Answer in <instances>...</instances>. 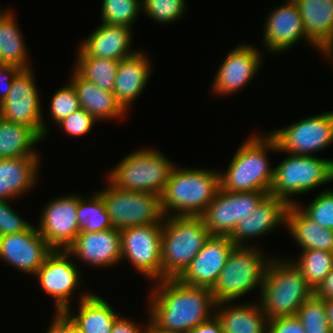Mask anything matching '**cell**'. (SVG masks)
I'll return each instance as SVG.
<instances>
[{
	"mask_svg": "<svg viewBox=\"0 0 333 333\" xmlns=\"http://www.w3.org/2000/svg\"><path fill=\"white\" fill-rule=\"evenodd\" d=\"M10 205L7 200H0V236L27 231L33 226Z\"/></svg>",
	"mask_w": 333,
	"mask_h": 333,
	"instance_id": "ab89813d",
	"label": "cell"
},
{
	"mask_svg": "<svg viewBox=\"0 0 333 333\" xmlns=\"http://www.w3.org/2000/svg\"><path fill=\"white\" fill-rule=\"evenodd\" d=\"M155 282L147 302L148 320L154 332L184 333L214 315L216 303L211 289L189 286L178 279Z\"/></svg>",
	"mask_w": 333,
	"mask_h": 333,
	"instance_id": "6da1fadb",
	"label": "cell"
},
{
	"mask_svg": "<svg viewBox=\"0 0 333 333\" xmlns=\"http://www.w3.org/2000/svg\"><path fill=\"white\" fill-rule=\"evenodd\" d=\"M285 225L301 250L316 249L333 252V230L324 228L311 220L296 204L289 205Z\"/></svg>",
	"mask_w": 333,
	"mask_h": 333,
	"instance_id": "f1b7e54d",
	"label": "cell"
},
{
	"mask_svg": "<svg viewBox=\"0 0 333 333\" xmlns=\"http://www.w3.org/2000/svg\"><path fill=\"white\" fill-rule=\"evenodd\" d=\"M185 0H142L143 13L160 24H170L186 12Z\"/></svg>",
	"mask_w": 333,
	"mask_h": 333,
	"instance_id": "8d00e7d4",
	"label": "cell"
},
{
	"mask_svg": "<svg viewBox=\"0 0 333 333\" xmlns=\"http://www.w3.org/2000/svg\"><path fill=\"white\" fill-rule=\"evenodd\" d=\"M278 152L275 139L269 134L247 138L232 157L227 170L220 173V189L227 192L262 191L270 194L274 168L268 152Z\"/></svg>",
	"mask_w": 333,
	"mask_h": 333,
	"instance_id": "7a4b0ae2",
	"label": "cell"
},
{
	"mask_svg": "<svg viewBox=\"0 0 333 333\" xmlns=\"http://www.w3.org/2000/svg\"><path fill=\"white\" fill-rule=\"evenodd\" d=\"M20 69L17 66L0 63V104L11 90L14 76Z\"/></svg>",
	"mask_w": 333,
	"mask_h": 333,
	"instance_id": "7bdbcfd3",
	"label": "cell"
},
{
	"mask_svg": "<svg viewBox=\"0 0 333 333\" xmlns=\"http://www.w3.org/2000/svg\"><path fill=\"white\" fill-rule=\"evenodd\" d=\"M305 333H332L326 316L325 300L313 294L297 311Z\"/></svg>",
	"mask_w": 333,
	"mask_h": 333,
	"instance_id": "d590c367",
	"label": "cell"
},
{
	"mask_svg": "<svg viewBox=\"0 0 333 333\" xmlns=\"http://www.w3.org/2000/svg\"><path fill=\"white\" fill-rule=\"evenodd\" d=\"M269 134L275 139L279 153L315 156V152L333 143V110L301 119Z\"/></svg>",
	"mask_w": 333,
	"mask_h": 333,
	"instance_id": "8fae6325",
	"label": "cell"
},
{
	"mask_svg": "<svg viewBox=\"0 0 333 333\" xmlns=\"http://www.w3.org/2000/svg\"><path fill=\"white\" fill-rule=\"evenodd\" d=\"M220 302L214 315L220 321L224 333H267L268 318L260 303L255 301L238 304Z\"/></svg>",
	"mask_w": 333,
	"mask_h": 333,
	"instance_id": "83f0119b",
	"label": "cell"
},
{
	"mask_svg": "<svg viewBox=\"0 0 333 333\" xmlns=\"http://www.w3.org/2000/svg\"><path fill=\"white\" fill-rule=\"evenodd\" d=\"M151 67L147 54L140 50L119 61L113 93L126 112L147 86L153 72Z\"/></svg>",
	"mask_w": 333,
	"mask_h": 333,
	"instance_id": "603a6c76",
	"label": "cell"
},
{
	"mask_svg": "<svg viewBox=\"0 0 333 333\" xmlns=\"http://www.w3.org/2000/svg\"><path fill=\"white\" fill-rule=\"evenodd\" d=\"M267 333H305V329L296 315L280 316L268 320Z\"/></svg>",
	"mask_w": 333,
	"mask_h": 333,
	"instance_id": "b9f144b4",
	"label": "cell"
},
{
	"mask_svg": "<svg viewBox=\"0 0 333 333\" xmlns=\"http://www.w3.org/2000/svg\"><path fill=\"white\" fill-rule=\"evenodd\" d=\"M235 246L229 236H210L177 279L189 286L212 289Z\"/></svg>",
	"mask_w": 333,
	"mask_h": 333,
	"instance_id": "d6986e66",
	"label": "cell"
},
{
	"mask_svg": "<svg viewBox=\"0 0 333 333\" xmlns=\"http://www.w3.org/2000/svg\"><path fill=\"white\" fill-rule=\"evenodd\" d=\"M314 294L323 300L333 299V268L314 291Z\"/></svg>",
	"mask_w": 333,
	"mask_h": 333,
	"instance_id": "7dc6e473",
	"label": "cell"
},
{
	"mask_svg": "<svg viewBox=\"0 0 333 333\" xmlns=\"http://www.w3.org/2000/svg\"><path fill=\"white\" fill-rule=\"evenodd\" d=\"M101 21L105 24L124 25L132 28L139 12L143 11L142 0H102Z\"/></svg>",
	"mask_w": 333,
	"mask_h": 333,
	"instance_id": "e575fe53",
	"label": "cell"
},
{
	"mask_svg": "<svg viewBox=\"0 0 333 333\" xmlns=\"http://www.w3.org/2000/svg\"><path fill=\"white\" fill-rule=\"evenodd\" d=\"M119 61L97 57H76L74 70L104 91L113 92Z\"/></svg>",
	"mask_w": 333,
	"mask_h": 333,
	"instance_id": "1f68e13d",
	"label": "cell"
},
{
	"mask_svg": "<svg viewBox=\"0 0 333 333\" xmlns=\"http://www.w3.org/2000/svg\"><path fill=\"white\" fill-rule=\"evenodd\" d=\"M35 83L32 67L20 69L14 76L9 94L0 104V116L32 128L44 140L48 128L43 121L41 99Z\"/></svg>",
	"mask_w": 333,
	"mask_h": 333,
	"instance_id": "7c38bea8",
	"label": "cell"
},
{
	"mask_svg": "<svg viewBox=\"0 0 333 333\" xmlns=\"http://www.w3.org/2000/svg\"><path fill=\"white\" fill-rule=\"evenodd\" d=\"M163 223L132 226L120 230L121 262H131L148 280H162L161 241Z\"/></svg>",
	"mask_w": 333,
	"mask_h": 333,
	"instance_id": "30bf717a",
	"label": "cell"
},
{
	"mask_svg": "<svg viewBox=\"0 0 333 333\" xmlns=\"http://www.w3.org/2000/svg\"><path fill=\"white\" fill-rule=\"evenodd\" d=\"M150 328L149 321L147 322V325L145 328H143L141 325L127 319L123 316H118L114 322V325L112 327V330L110 333H145Z\"/></svg>",
	"mask_w": 333,
	"mask_h": 333,
	"instance_id": "ee69618b",
	"label": "cell"
},
{
	"mask_svg": "<svg viewBox=\"0 0 333 333\" xmlns=\"http://www.w3.org/2000/svg\"><path fill=\"white\" fill-rule=\"evenodd\" d=\"M77 219L80 231L86 233L113 228L105 202L98 191L89 198L78 196Z\"/></svg>",
	"mask_w": 333,
	"mask_h": 333,
	"instance_id": "d6a6232c",
	"label": "cell"
},
{
	"mask_svg": "<svg viewBox=\"0 0 333 333\" xmlns=\"http://www.w3.org/2000/svg\"><path fill=\"white\" fill-rule=\"evenodd\" d=\"M97 120L91 115L88 114L84 109L79 108L68 117L64 118L57 125L61 130L66 132V134L78 137L86 135L90 132Z\"/></svg>",
	"mask_w": 333,
	"mask_h": 333,
	"instance_id": "60d3db41",
	"label": "cell"
},
{
	"mask_svg": "<svg viewBox=\"0 0 333 333\" xmlns=\"http://www.w3.org/2000/svg\"><path fill=\"white\" fill-rule=\"evenodd\" d=\"M79 298L78 313L69 307L65 313L74 322L82 333H110L116 318L119 316L107 302L93 292L81 293Z\"/></svg>",
	"mask_w": 333,
	"mask_h": 333,
	"instance_id": "4316f807",
	"label": "cell"
},
{
	"mask_svg": "<svg viewBox=\"0 0 333 333\" xmlns=\"http://www.w3.org/2000/svg\"><path fill=\"white\" fill-rule=\"evenodd\" d=\"M184 333H224L220 321L215 315L200 325L189 329Z\"/></svg>",
	"mask_w": 333,
	"mask_h": 333,
	"instance_id": "bcb514c9",
	"label": "cell"
},
{
	"mask_svg": "<svg viewBox=\"0 0 333 333\" xmlns=\"http://www.w3.org/2000/svg\"><path fill=\"white\" fill-rule=\"evenodd\" d=\"M274 168L270 195L284 200L288 205L297 202L292 198L305 194L333 181V159L288 153Z\"/></svg>",
	"mask_w": 333,
	"mask_h": 333,
	"instance_id": "ba28073f",
	"label": "cell"
},
{
	"mask_svg": "<svg viewBox=\"0 0 333 333\" xmlns=\"http://www.w3.org/2000/svg\"><path fill=\"white\" fill-rule=\"evenodd\" d=\"M69 257L71 254L67 250L54 249L34 275L39 287L55 299V312H65L70 307L71 295L79 290L82 282L75 258Z\"/></svg>",
	"mask_w": 333,
	"mask_h": 333,
	"instance_id": "5bb4252c",
	"label": "cell"
},
{
	"mask_svg": "<svg viewBox=\"0 0 333 333\" xmlns=\"http://www.w3.org/2000/svg\"><path fill=\"white\" fill-rule=\"evenodd\" d=\"M265 255L257 245L235 246L211 289L215 303L235 302L256 287L261 290L266 268L272 258Z\"/></svg>",
	"mask_w": 333,
	"mask_h": 333,
	"instance_id": "52a82bcc",
	"label": "cell"
},
{
	"mask_svg": "<svg viewBox=\"0 0 333 333\" xmlns=\"http://www.w3.org/2000/svg\"><path fill=\"white\" fill-rule=\"evenodd\" d=\"M297 202L296 205L307 217L320 226L333 230V188L322 190L306 207Z\"/></svg>",
	"mask_w": 333,
	"mask_h": 333,
	"instance_id": "74e56055",
	"label": "cell"
},
{
	"mask_svg": "<svg viewBox=\"0 0 333 333\" xmlns=\"http://www.w3.org/2000/svg\"><path fill=\"white\" fill-rule=\"evenodd\" d=\"M301 256L293 259L308 285L315 291L333 268V252L325 250H302Z\"/></svg>",
	"mask_w": 333,
	"mask_h": 333,
	"instance_id": "836d02e7",
	"label": "cell"
},
{
	"mask_svg": "<svg viewBox=\"0 0 333 333\" xmlns=\"http://www.w3.org/2000/svg\"><path fill=\"white\" fill-rule=\"evenodd\" d=\"M40 157L0 159V200H13L35 186Z\"/></svg>",
	"mask_w": 333,
	"mask_h": 333,
	"instance_id": "d4e9b609",
	"label": "cell"
},
{
	"mask_svg": "<svg viewBox=\"0 0 333 333\" xmlns=\"http://www.w3.org/2000/svg\"><path fill=\"white\" fill-rule=\"evenodd\" d=\"M53 250L34 225L27 231L0 236V260L31 275Z\"/></svg>",
	"mask_w": 333,
	"mask_h": 333,
	"instance_id": "e0dca14e",
	"label": "cell"
},
{
	"mask_svg": "<svg viewBox=\"0 0 333 333\" xmlns=\"http://www.w3.org/2000/svg\"><path fill=\"white\" fill-rule=\"evenodd\" d=\"M132 28L102 23L79 45L77 57H97L121 61L136 53L131 49Z\"/></svg>",
	"mask_w": 333,
	"mask_h": 333,
	"instance_id": "44dd1931",
	"label": "cell"
},
{
	"mask_svg": "<svg viewBox=\"0 0 333 333\" xmlns=\"http://www.w3.org/2000/svg\"><path fill=\"white\" fill-rule=\"evenodd\" d=\"M43 207L38 232L53 249L66 250L80 232L78 195L59 196Z\"/></svg>",
	"mask_w": 333,
	"mask_h": 333,
	"instance_id": "9a60e30c",
	"label": "cell"
},
{
	"mask_svg": "<svg viewBox=\"0 0 333 333\" xmlns=\"http://www.w3.org/2000/svg\"><path fill=\"white\" fill-rule=\"evenodd\" d=\"M10 11L0 10V63L17 66L19 69L31 68L28 49L16 23V15Z\"/></svg>",
	"mask_w": 333,
	"mask_h": 333,
	"instance_id": "f546056e",
	"label": "cell"
},
{
	"mask_svg": "<svg viewBox=\"0 0 333 333\" xmlns=\"http://www.w3.org/2000/svg\"><path fill=\"white\" fill-rule=\"evenodd\" d=\"M264 24L263 46L271 53H283L297 45L301 39L321 52L307 37L303 28L299 8L294 0H286L283 5L270 10Z\"/></svg>",
	"mask_w": 333,
	"mask_h": 333,
	"instance_id": "ac0fdd59",
	"label": "cell"
},
{
	"mask_svg": "<svg viewBox=\"0 0 333 333\" xmlns=\"http://www.w3.org/2000/svg\"><path fill=\"white\" fill-rule=\"evenodd\" d=\"M105 189L97 190L103 198L113 228L124 229L163 223L160 196L147 192H132L116 188L109 181Z\"/></svg>",
	"mask_w": 333,
	"mask_h": 333,
	"instance_id": "9c48e42d",
	"label": "cell"
},
{
	"mask_svg": "<svg viewBox=\"0 0 333 333\" xmlns=\"http://www.w3.org/2000/svg\"><path fill=\"white\" fill-rule=\"evenodd\" d=\"M81 108L75 88L69 84L55 91L50 101V115L58 124L64 118Z\"/></svg>",
	"mask_w": 333,
	"mask_h": 333,
	"instance_id": "f35d334b",
	"label": "cell"
},
{
	"mask_svg": "<svg viewBox=\"0 0 333 333\" xmlns=\"http://www.w3.org/2000/svg\"><path fill=\"white\" fill-rule=\"evenodd\" d=\"M43 139L30 127L0 116V159L40 157L35 144Z\"/></svg>",
	"mask_w": 333,
	"mask_h": 333,
	"instance_id": "4dcf8cb0",
	"label": "cell"
},
{
	"mask_svg": "<svg viewBox=\"0 0 333 333\" xmlns=\"http://www.w3.org/2000/svg\"><path fill=\"white\" fill-rule=\"evenodd\" d=\"M52 319L46 333H70V330L75 326L65 312H55Z\"/></svg>",
	"mask_w": 333,
	"mask_h": 333,
	"instance_id": "f6af8a7d",
	"label": "cell"
},
{
	"mask_svg": "<svg viewBox=\"0 0 333 333\" xmlns=\"http://www.w3.org/2000/svg\"><path fill=\"white\" fill-rule=\"evenodd\" d=\"M218 172L175 166L160 197L163 216H200L220 189Z\"/></svg>",
	"mask_w": 333,
	"mask_h": 333,
	"instance_id": "3957f363",
	"label": "cell"
},
{
	"mask_svg": "<svg viewBox=\"0 0 333 333\" xmlns=\"http://www.w3.org/2000/svg\"><path fill=\"white\" fill-rule=\"evenodd\" d=\"M272 257L260 290L259 301L268 320L296 315L314 291L292 259Z\"/></svg>",
	"mask_w": 333,
	"mask_h": 333,
	"instance_id": "277c9868",
	"label": "cell"
},
{
	"mask_svg": "<svg viewBox=\"0 0 333 333\" xmlns=\"http://www.w3.org/2000/svg\"><path fill=\"white\" fill-rule=\"evenodd\" d=\"M145 333H156L151 328H149Z\"/></svg>",
	"mask_w": 333,
	"mask_h": 333,
	"instance_id": "816d5d0a",
	"label": "cell"
},
{
	"mask_svg": "<svg viewBox=\"0 0 333 333\" xmlns=\"http://www.w3.org/2000/svg\"><path fill=\"white\" fill-rule=\"evenodd\" d=\"M171 159L154 148L135 150L125 156L107 175L118 189L154 193L161 197L175 167Z\"/></svg>",
	"mask_w": 333,
	"mask_h": 333,
	"instance_id": "8992f818",
	"label": "cell"
},
{
	"mask_svg": "<svg viewBox=\"0 0 333 333\" xmlns=\"http://www.w3.org/2000/svg\"><path fill=\"white\" fill-rule=\"evenodd\" d=\"M69 82L76 90L80 107L98 121L119 120L128 114L113 92L104 91L82 78L74 69Z\"/></svg>",
	"mask_w": 333,
	"mask_h": 333,
	"instance_id": "484cf974",
	"label": "cell"
},
{
	"mask_svg": "<svg viewBox=\"0 0 333 333\" xmlns=\"http://www.w3.org/2000/svg\"><path fill=\"white\" fill-rule=\"evenodd\" d=\"M267 195L262 191L227 192L219 189L200 217L211 236H230L237 223L251 214Z\"/></svg>",
	"mask_w": 333,
	"mask_h": 333,
	"instance_id": "4fadbf2b",
	"label": "cell"
},
{
	"mask_svg": "<svg viewBox=\"0 0 333 333\" xmlns=\"http://www.w3.org/2000/svg\"><path fill=\"white\" fill-rule=\"evenodd\" d=\"M66 250L71 257L95 268L113 267L121 261L120 230L110 228L91 233L80 231Z\"/></svg>",
	"mask_w": 333,
	"mask_h": 333,
	"instance_id": "ffe728a7",
	"label": "cell"
},
{
	"mask_svg": "<svg viewBox=\"0 0 333 333\" xmlns=\"http://www.w3.org/2000/svg\"><path fill=\"white\" fill-rule=\"evenodd\" d=\"M299 8L306 37L321 51L333 46V0H294Z\"/></svg>",
	"mask_w": 333,
	"mask_h": 333,
	"instance_id": "cb8c5ba5",
	"label": "cell"
},
{
	"mask_svg": "<svg viewBox=\"0 0 333 333\" xmlns=\"http://www.w3.org/2000/svg\"><path fill=\"white\" fill-rule=\"evenodd\" d=\"M288 207L284 200L267 195L251 214L237 223L230 240L236 246H250L245 240L265 236L282 224L285 226Z\"/></svg>",
	"mask_w": 333,
	"mask_h": 333,
	"instance_id": "7402d4cb",
	"label": "cell"
},
{
	"mask_svg": "<svg viewBox=\"0 0 333 333\" xmlns=\"http://www.w3.org/2000/svg\"><path fill=\"white\" fill-rule=\"evenodd\" d=\"M219 65L211 90L214 95H232L246 87L262 65L261 52L254 45L243 44L228 52Z\"/></svg>",
	"mask_w": 333,
	"mask_h": 333,
	"instance_id": "2e32d148",
	"label": "cell"
},
{
	"mask_svg": "<svg viewBox=\"0 0 333 333\" xmlns=\"http://www.w3.org/2000/svg\"><path fill=\"white\" fill-rule=\"evenodd\" d=\"M200 216L163 218L162 279H177L210 238Z\"/></svg>",
	"mask_w": 333,
	"mask_h": 333,
	"instance_id": "5b68a950",
	"label": "cell"
},
{
	"mask_svg": "<svg viewBox=\"0 0 333 333\" xmlns=\"http://www.w3.org/2000/svg\"><path fill=\"white\" fill-rule=\"evenodd\" d=\"M70 333H82L77 327H73L71 330H70Z\"/></svg>",
	"mask_w": 333,
	"mask_h": 333,
	"instance_id": "f907efd6",
	"label": "cell"
},
{
	"mask_svg": "<svg viewBox=\"0 0 333 333\" xmlns=\"http://www.w3.org/2000/svg\"><path fill=\"white\" fill-rule=\"evenodd\" d=\"M324 56L327 59L330 58L329 60H331L332 61L331 63H333V46L329 49V51Z\"/></svg>",
	"mask_w": 333,
	"mask_h": 333,
	"instance_id": "681fc988",
	"label": "cell"
},
{
	"mask_svg": "<svg viewBox=\"0 0 333 333\" xmlns=\"http://www.w3.org/2000/svg\"><path fill=\"white\" fill-rule=\"evenodd\" d=\"M327 321L333 331V299L325 300Z\"/></svg>",
	"mask_w": 333,
	"mask_h": 333,
	"instance_id": "c3c4849f",
	"label": "cell"
}]
</instances>
